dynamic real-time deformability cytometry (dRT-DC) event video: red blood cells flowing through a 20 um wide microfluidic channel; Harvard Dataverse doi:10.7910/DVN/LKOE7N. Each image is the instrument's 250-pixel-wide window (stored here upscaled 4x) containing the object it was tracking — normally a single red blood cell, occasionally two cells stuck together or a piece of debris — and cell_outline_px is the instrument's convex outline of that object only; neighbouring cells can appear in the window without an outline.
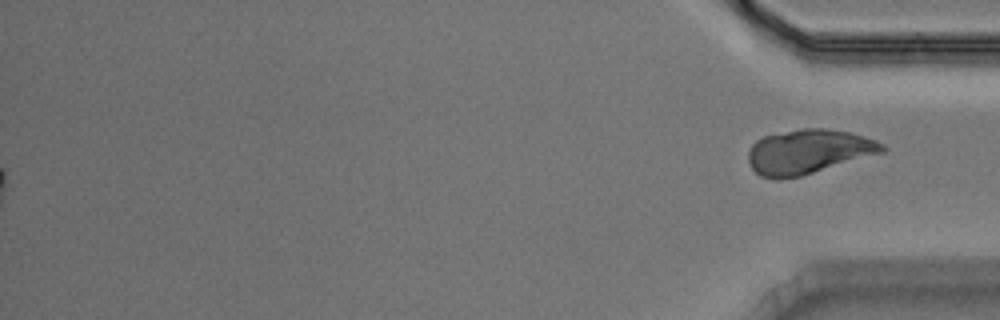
{"species": "Egyptian fruit bat (a non-hibernating species)", "species_latin": "Rousettus aegyptiacus", "temperature_condition": "warm", "stored_images_in_passage": 53, "segment_of_instrument_passage": [2, 2], "camera_frame_rate_fps": 3000, "um_per_image_px": 0.085, "animal": {"sex": "male"}, "frame": {"image": 1, "passage_image": 53, "time_ms": 17.333, "image_size_px": [1000, 320], "cell_outline_px": [[888, 148], [884, 152], [800, 176], [776, 180], [760, 176], [752, 168], [748, 160], [748, 152], [752, 144], [756, 140], [764, 136], [804, 128], [824, 128], [848, 132], [864, 136], [876, 140], [884, 144]], "centroid_in_image_um": [68.71, 12.89], "position_along_channel_um": 366.5, "area_um2": 34.56}}